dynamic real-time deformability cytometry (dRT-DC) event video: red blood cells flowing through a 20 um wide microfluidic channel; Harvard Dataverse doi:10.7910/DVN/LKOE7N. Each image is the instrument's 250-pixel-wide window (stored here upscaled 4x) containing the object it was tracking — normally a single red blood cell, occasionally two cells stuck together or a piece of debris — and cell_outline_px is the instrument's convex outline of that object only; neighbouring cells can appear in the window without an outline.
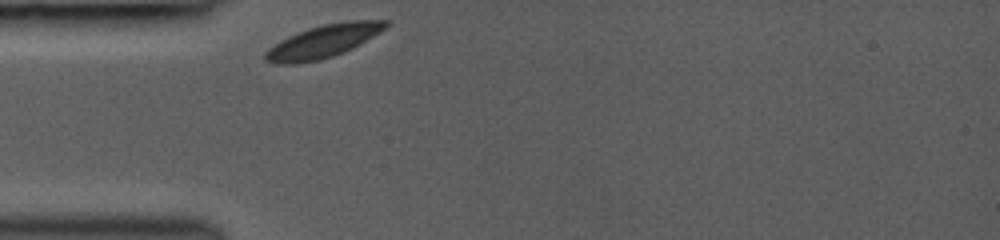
{"species": "common noctule bat (a hibernating species)", "species_latin": "Nyctalus noctula", "temperature_condition": "room temperature", "stored_images_in_passage": 28, "camera_frame_rate_fps": 3000, "um_per_image_px": 0.085, "animal": {"sex": "female", "body_mass_g": 19.0, "forearm_length_mm": 53.3}, "frame": {"image": 1, "passage_image": 1, "time_ms": 0.0, "image_size_px": [1000, 240], "cell_outline_px": [[388, 24], [380, 32], [360, 44], [344, 52], [320, 60], [296, 64], [276, 64], [264, 60], [264, 52], [268, 48], [280, 40], [288, 36], [308, 28], [324, 24], [348, 20], [388, 20]], "centroid_in_image_um": [27.44, 3.52], "position_along_channel_um": 57.6, "area_um2": 23.06}}
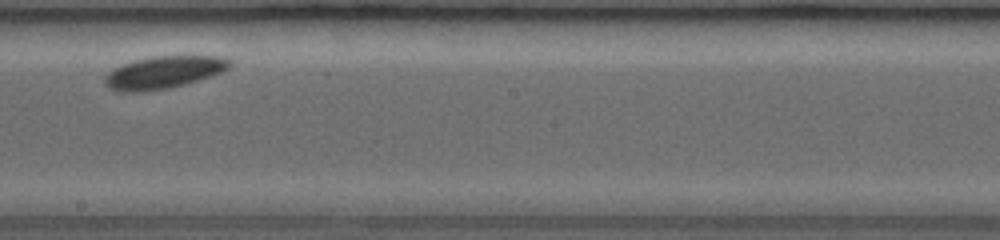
{"frame": {"image": 2, "passage_image": 15, "time_ms": 4.667, "image_size_px": [1000, 240], "cell_outline_px": [[232, 64], [228, 68], [220, 72], [184, 84], [168, 88], [144, 92], [120, 92], [108, 88], [104, 84], [104, 76], [112, 68], [132, 60], [152, 56], [220, 56], [232, 60]], "centroid_in_image_um": [13.83, 6.15], "position_along_channel_um": 234.4, "area_um2": 23.7}}
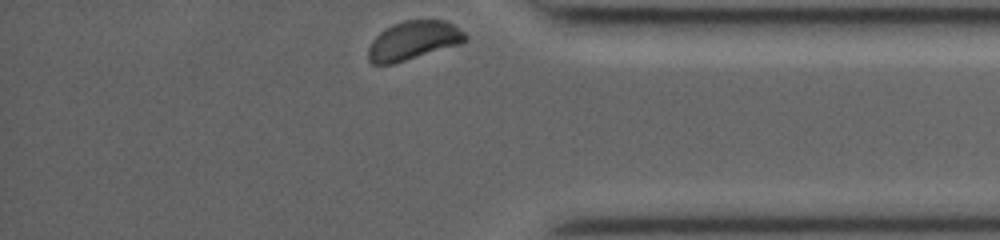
{"frame": {"image": 3, "passage_image": 28, "time_ms": 9.0, "image_size_px": [1000, 240], "cell_outline_px": [[468, 40], [460, 44], [392, 64], [372, 64], [368, 60], [368, 48], [372, 40], [384, 28], [392, 24], [404, 20], [444, 20], [452, 24], [464, 32], [468, 36]], "centroid_in_image_um": [35.12, 3.43], "position_along_channel_um": 400.1, "area_um2": 21.91}}